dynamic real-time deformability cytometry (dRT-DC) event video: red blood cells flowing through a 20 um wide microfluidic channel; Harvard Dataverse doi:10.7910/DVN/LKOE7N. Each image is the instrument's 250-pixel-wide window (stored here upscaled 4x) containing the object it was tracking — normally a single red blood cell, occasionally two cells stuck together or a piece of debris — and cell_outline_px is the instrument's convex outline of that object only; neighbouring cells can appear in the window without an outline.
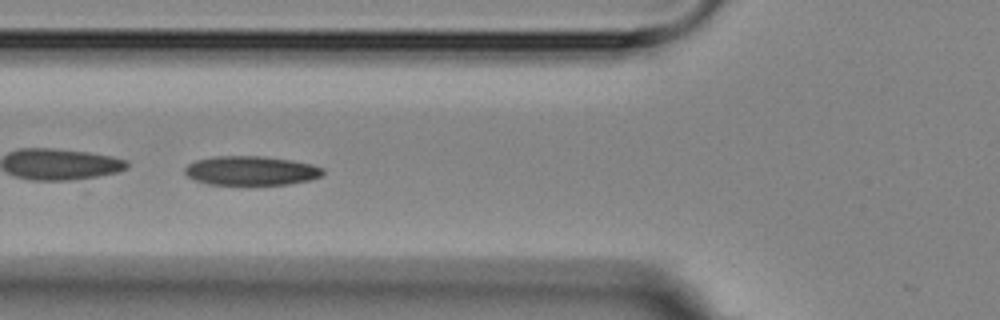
{"species": "Egyptian fruit bat (a non-hibernating species)", "species_latin": "Rousettus aegyptiacus", "temperature_condition": "room temperature", "stored_images_in_passage": 10, "camera_frame_rate_fps": 3000, "um_per_image_px": 0.085, "animal": {"sex": "female"}, "frame": {"image": 1, "passage_image": 6, "time_ms": 5.667, "image_size_px": [1000, 320], "cell_outline_px": [[324, 172], [320, 176], [308, 180], [288, 184], [248, 188], [208, 184], [196, 180], [188, 176], [184, 172], [184, 168], [188, 164], [196, 160], [212, 156], [264, 156], [292, 160], [312, 164], [324, 168]], "centroid_in_image_um": [21.32, 14.55], "position_along_channel_um": 104.5, "area_um2": 24.57}}
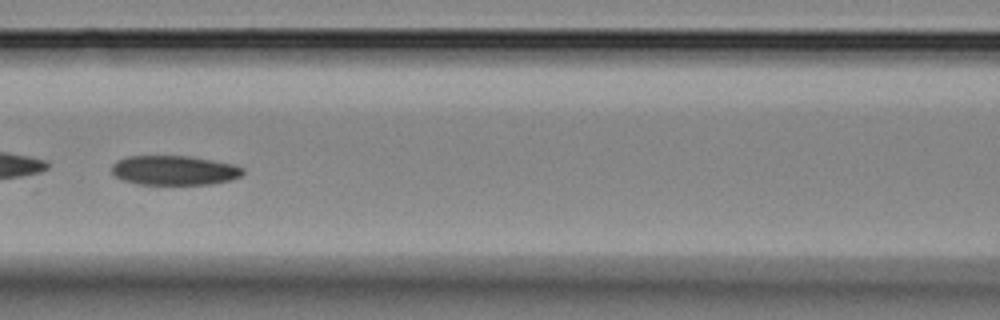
{"frame": {"image": 2, "passage_image": 7, "time_ms": 7.0, "image_size_px": [1000, 320], "cell_outline_px": [[244, 172], [240, 176], [232, 180], [212, 184], [140, 184], [124, 180], [116, 176], [112, 172], [112, 164], [116, 160], [128, 156], [192, 156], [232, 164], [244, 168]], "centroid_in_image_um": [14.83, 14.47], "position_along_channel_um": 151.8, "area_um2": 22.54}}